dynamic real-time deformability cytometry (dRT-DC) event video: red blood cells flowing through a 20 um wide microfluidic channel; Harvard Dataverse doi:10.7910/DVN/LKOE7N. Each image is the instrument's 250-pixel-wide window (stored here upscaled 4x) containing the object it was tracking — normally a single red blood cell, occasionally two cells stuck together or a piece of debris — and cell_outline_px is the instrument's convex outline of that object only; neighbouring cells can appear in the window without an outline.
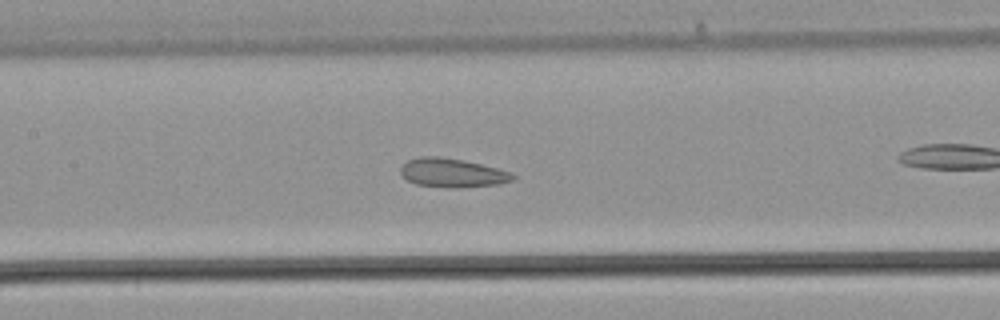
{"species": "common noctule bat (a hibernating species)", "species_latin": "Nyctalus noctula", "temperature_condition": "warm", "stored_images_in_passage": 30, "camera_frame_rate_fps": 3000, "um_per_image_px": 0.085, "animal": {"sex": "male", "body_mass_g": 21.5, "forearm_length_mm": 52.0}, "frame": {"image": 1, "passage_image": 18, "time_ms": 5.667, "image_size_px": [1000, 320], "cell_outline_px": [[516, 176], [512, 180], [500, 184], [460, 188], [448, 188], [416, 184], [408, 180], [400, 172], [400, 168], [408, 160], [420, 156], [436, 156], [460, 160], [480, 164], [512, 172]], "centroid_in_image_um": [38.45, 14.7], "position_along_channel_um": 168.9, "area_um2": 18.79}}
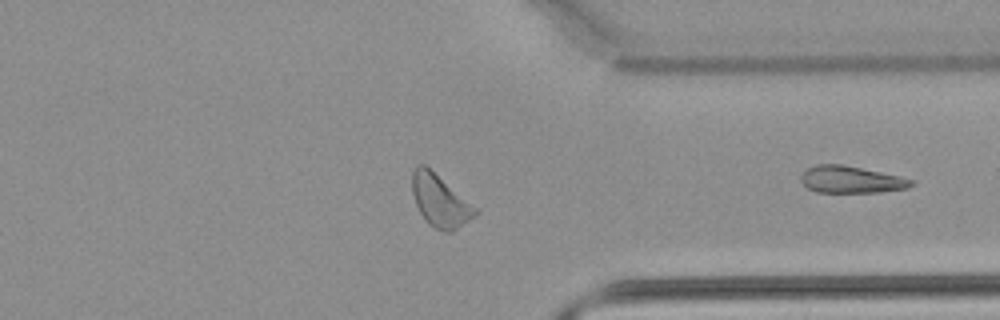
{"frame": {"image": 2, "passage_image": 30, "time_ms": 9.667, "image_size_px": [1000, 320], "cell_outline_px": [[916, 184], [908, 188], [880, 192], [816, 192], [808, 188], [800, 180], [800, 176], [808, 168], [816, 164], [844, 164], [900, 176], [912, 180]], "centroid_in_image_um": [72.35, 15.26], "position_along_channel_um": 339.0, "area_um2": 17.4}}